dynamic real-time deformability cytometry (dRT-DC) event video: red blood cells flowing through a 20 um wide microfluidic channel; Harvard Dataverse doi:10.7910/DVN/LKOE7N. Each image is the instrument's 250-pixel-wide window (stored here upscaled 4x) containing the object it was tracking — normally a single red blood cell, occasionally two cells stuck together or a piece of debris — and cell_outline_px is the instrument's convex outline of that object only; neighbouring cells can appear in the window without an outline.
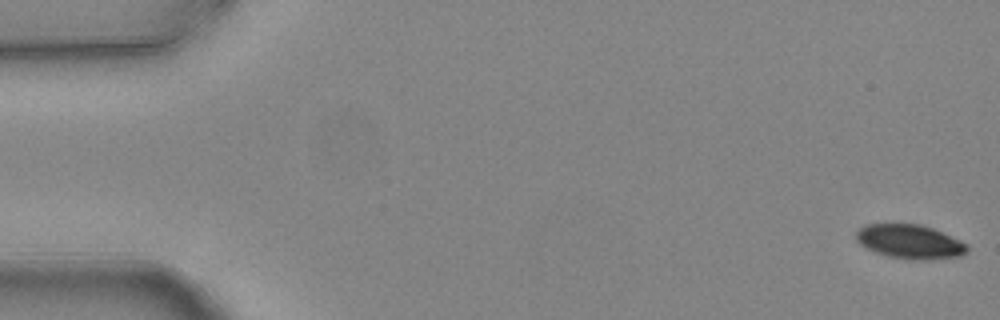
{"species": "common noctule bat (a hibernating species)", "species_latin": "Nyctalus noctula", "temperature_condition": "warm", "stored_images_in_passage": 6, "camera_frame_rate_fps": 3000, "um_per_image_px": 0.085, "animal": {"sex": "female", "body_mass_g": 24.6, "forearm_length_mm": 56.2}, "frame": {"image": 1, "passage_image": 1, "time_ms": 0.0, "image_size_px": [1000, 320], "cell_outline_px": [[968, 252], [960, 256], [924, 260], [916, 260], [888, 256], [876, 252], [860, 244], [856, 240], [856, 232], [864, 224], [920, 224], [932, 228], [960, 240], [968, 244]], "centroid_in_image_um": [77.35, 20.54], "position_along_channel_um": 7.6, "area_um2": 21.96}}
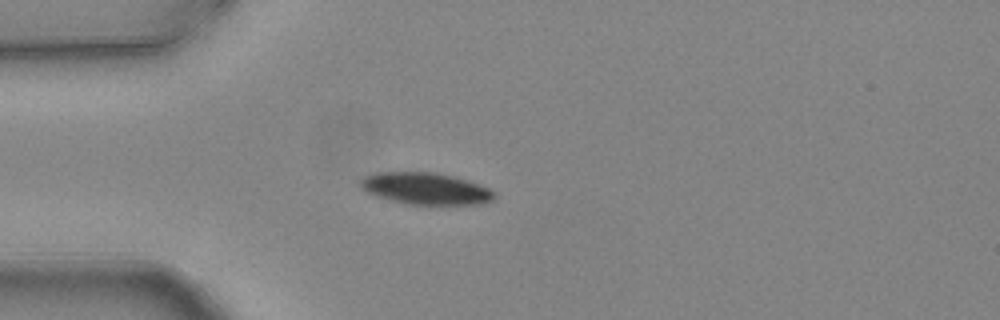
{"frame": {"image": 2, "passage_image": 5, "time_ms": 1.333, "image_size_px": [1000, 320], "cell_outline_px": [[496, 196], [492, 200], [480, 204], [408, 204], [376, 196], [360, 188], [360, 180], [364, 176], [376, 172], [436, 172], [468, 180], [488, 188]], "centroid_in_image_um": [36.15, 16.02], "position_along_channel_um": 48.9, "area_um2": 24.62}}